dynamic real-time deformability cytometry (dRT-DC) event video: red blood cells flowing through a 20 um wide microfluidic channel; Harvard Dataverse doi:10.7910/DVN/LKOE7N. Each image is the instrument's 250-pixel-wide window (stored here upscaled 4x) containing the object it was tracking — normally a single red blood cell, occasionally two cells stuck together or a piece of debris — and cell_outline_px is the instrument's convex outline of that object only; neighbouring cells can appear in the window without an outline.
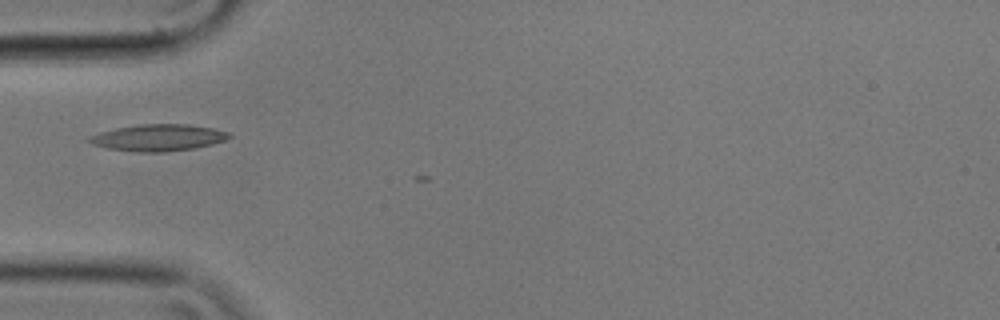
{"species": "common noctule bat (a hibernating species)", "species_latin": "Nyctalus noctula", "temperature_condition": "cold", "stored_images_in_passage": 3, "camera_frame_rate_fps": 3000, "um_per_image_px": 0.085, "animal": {"sex": "male", "body_mass_g": 17.9}, "frame": {"image": 1, "passage_image": 1, "time_ms": 0.0, "image_size_px": [1000, 320], "cell_outline_px": [[232, 136], [224, 140], [212, 144], [192, 148], [164, 152], [136, 152], [104, 148], [92, 144], [88, 140], [88, 136], [100, 132], [116, 128], [140, 124], [188, 124], [212, 128], [228, 132]], "centroid_in_image_um": [13.41, 11.7], "position_along_channel_um": 71.6, "area_um2": 21.68}}